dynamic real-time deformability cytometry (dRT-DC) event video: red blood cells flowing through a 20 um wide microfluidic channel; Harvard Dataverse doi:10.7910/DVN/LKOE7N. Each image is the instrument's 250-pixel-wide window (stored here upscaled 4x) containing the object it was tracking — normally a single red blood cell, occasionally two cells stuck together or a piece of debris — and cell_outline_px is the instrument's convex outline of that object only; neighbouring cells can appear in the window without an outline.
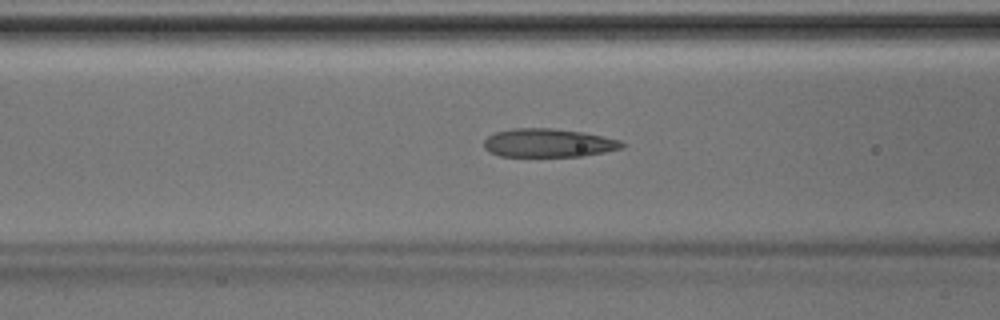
{"species": "Egyptian fruit bat (a non-hibernating species)", "species_latin": "Rousettus aegyptiacus", "temperature_condition": "room temperature", "stored_images_in_passage": 32, "camera_frame_rate_fps": 3000, "um_per_image_px": 0.085, "animal": {"sex": "male"}, "frame": {"image": 1, "passage_image": 9, "time_ms": 2.667, "image_size_px": [1000, 320], "cell_outline_px": [[624, 148], [604, 152], [580, 156], [500, 156], [488, 152], [484, 148], [484, 140], [488, 136], [496, 132], [512, 128], [552, 128], [580, 132], [604, 136], [620, 140], [624, 144]], "centroid_in_image_um": [46.59, 12.15], "position_along_channel_um": 120.0, "area_um2": 22.89}}
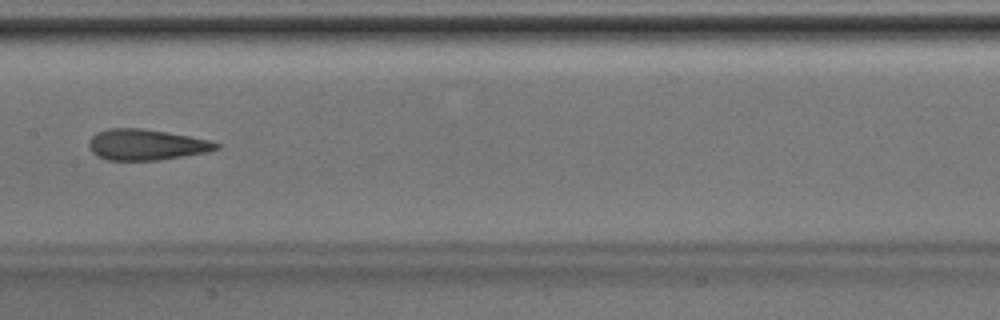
{"frame": {"image": 2, "passage_image": 14, "time_ms": 4.333, "image_size_px": [1000, 320], "cell_outline_px": [[220, 148], [208, 152], [160, 160], [108, 160], [96, 156], [88, 148], [88, 140], [96, 132], [108, 128], [144, 128], [168, 132], [208, 140], [220, 144]], "centroid_in_image_um": [12.39, 12.29], "position_along_channel_um": 195.0, "area_um2": 23.12}}
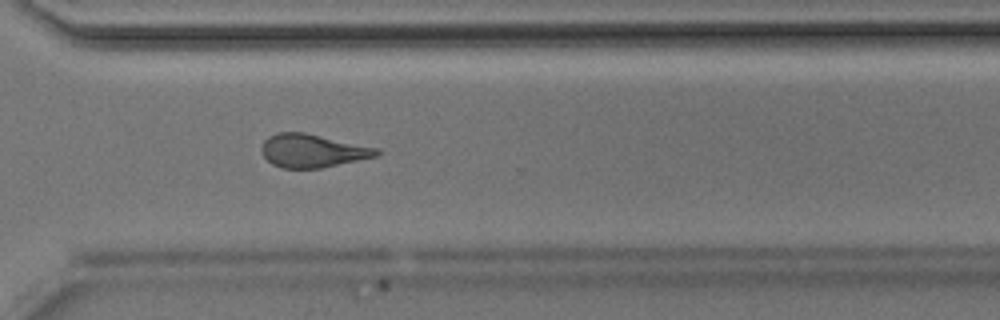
{"frame": {"image": 3, "passage_image": 24, "time_ms": 7.667, "image_size_px": [1000, 320], "cell_outline_px": [[380, 156], [320, 168], [280, 168], [272, 164], [260, 152], [260, 148], [264, 140], [268, 136], [276, 132], [304, 132], [380, 148]], "centroid_in_image_um": [26.57, 12.81], "position_along_channel_um": 344.0, "area_um2": 22.6}}